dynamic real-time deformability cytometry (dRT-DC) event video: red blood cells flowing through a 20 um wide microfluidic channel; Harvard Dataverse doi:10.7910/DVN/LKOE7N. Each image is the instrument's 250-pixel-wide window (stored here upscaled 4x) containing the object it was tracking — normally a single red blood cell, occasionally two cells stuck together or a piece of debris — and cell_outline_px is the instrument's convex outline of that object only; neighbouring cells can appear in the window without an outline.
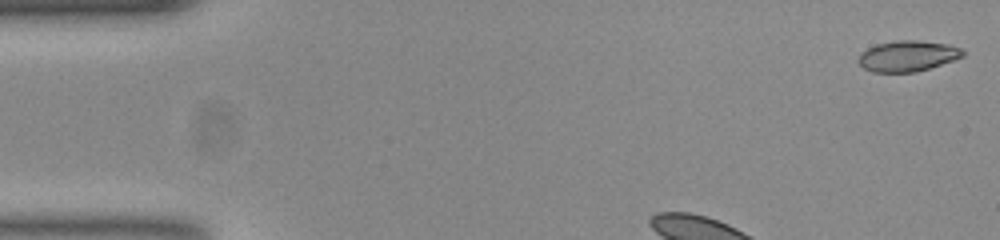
{"species": "common noctule bat (a hibernating species)", "species_latin": "Nyctalus noctula", "temperature_condition": "room temperature", "stored_images_in_passage": 38, "camera_frame_rate_fps": 3000, "um_per_image_px": 0.085, "animal": {"sex": "female", "body_mass_g": 23.0, "forearm_length_mm": 53.4}, "frame": {"image": 1, "passage_image": 1, "time_ms": 0.0, "image_size_px": [1000, 240], "cell_outline_px": [[964, 56], [916, 72], [872, 72], [864, 68], [856, 60], [860, 52], [876, 44], [896, 40], [916, 40], [948, 44], [960, 48], [964, 52]], "centroid_in_image_um": [77.1, 4.75], "position_along_channel_um": 7.9, "area_um2": 18.67}}
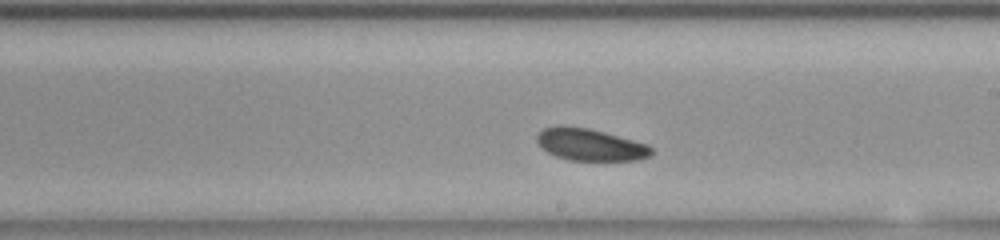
{"frame": {"image": 2, "passage_image": 24, "time_ms": 7.667, "image_size_px": [1000, 240], "cell_outline_px": [[652, 156], [636, 160], [568, 160], [556, 156], [540, 148], [536, 140], [536, 136], [544, 128], [588, 128], [604, 132], [648, 144], [652, 148]], "centroid_in_image_um": [50.21, 12.33], "position_along_channel_um": 238.8, "area_um2": 20.87}}
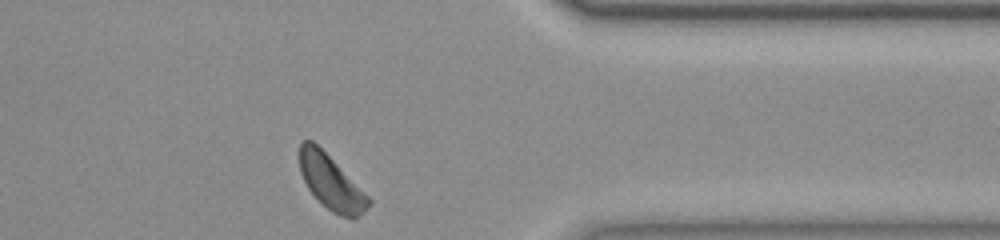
{"frame": {"image": 3, "passage_image": 37, "time_ms": 12.0, "image_size_px": [1000, 240], "cell_outline_px": [[372, 204], [364, 212], [352, 220], [340, 216], [332, 212], [308, 188], [300, 172], [300, 144], [304, 140], [312, 140], [372, 200]], "centroid_in_image_um": [28.16, 15.54], "position_along_channel_um": 383.2, "area_um2": 21.21}}